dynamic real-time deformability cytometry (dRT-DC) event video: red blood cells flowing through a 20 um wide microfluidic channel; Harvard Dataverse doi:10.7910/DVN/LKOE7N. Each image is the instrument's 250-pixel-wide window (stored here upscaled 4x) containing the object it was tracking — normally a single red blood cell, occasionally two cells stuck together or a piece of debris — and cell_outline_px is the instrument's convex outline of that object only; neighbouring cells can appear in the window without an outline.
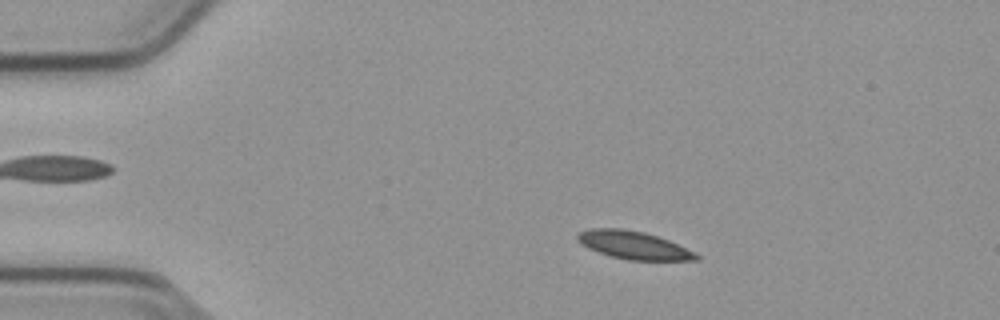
{"species": "common noctule bat (a hibernating species)", "species_latin": "Nyctalus noctula", "temperature_condition": "cold", "stored_images_in_passage": 52, "camera_frame_rate_fps": 3000, "um_per_image_px": 0.085, "animal": {"sex": "male", "body_mass_g": 23.1, "forearm_length_mm": 52.7}, "frame": {"image": 1, "passage_image": 8, "time_ms": 2.333, "image_size_px": [1000, 320], "cell_outline_px": [[700, 260], [628, 260], [612, 256], [588, 248], [580, 244], [576, 240], [576, 236], [580, 232], [592, 228], [620, 228], [644, 232], [668, 240], [696, 252], [700, 256]], "centroid_in_image_um": [53.86, 20.84], "position_along_channel_um": 31.1, "area_um2": 19.25}}
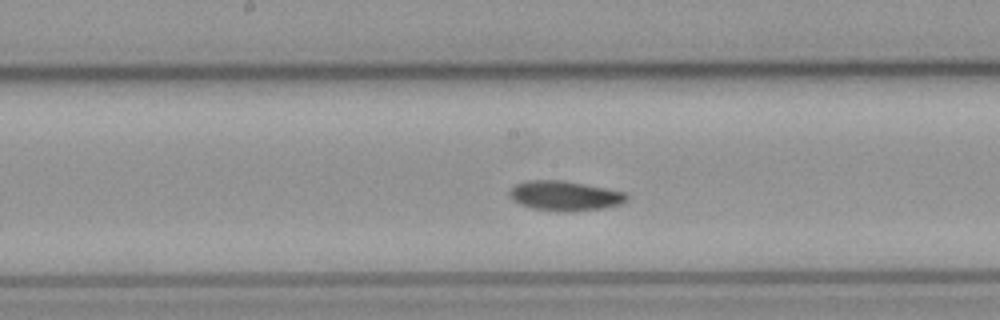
{"frame": {"image": 2, "passage_image": 26, "time_ms": 8.333, "image_size_px": [1000, 320], "cell_outline_px": [[628, 200], [620, 204], [604, 208], [564, 212], [560, 212], [532, 208], [520, 204], [512, 200], [508, 196], [508, 192], [516, 184], [524, 180], [560, 180], [584, 184], [628, 192]], "centroid_in_image_um": [48.0, 16.64], "position_along_channel_um": 200.2, "area_um2": 20.52}}
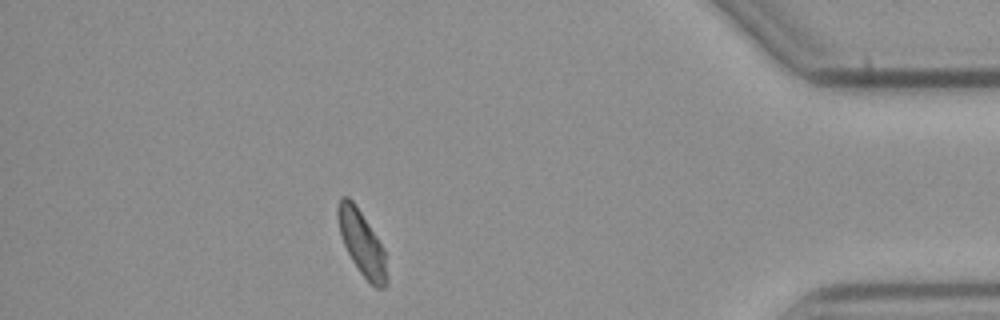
{"frame": {"image": 3, "passage_image": 46, "time_ms": 15.0, "image_size_px": [1000, 320], "cell_outline_px": [[388, 284], [384, 288], [376, 288], [360, 272], [352, 260], [344, 244], [340, 232], [336, 216], [336, 208], [340, 196], [348, 196], [356, 204], [384, 248], [388, 280]], "centroid_in_image_um": [30.75, 20.63], "position_along_channel_um": 404.4, "area_um2": 18.5}, "authors_computed_cell_mechanics": {"area_um2": 19.1896, "velocity_mm_per_s": 3.7598, "shape_relaxation_time_tau1_ms": 10.1688, "shape_relaxation_time_tau2_ms": null, "deformation_change_tau1": 0.1343, "deformation_change_tau2": null}}